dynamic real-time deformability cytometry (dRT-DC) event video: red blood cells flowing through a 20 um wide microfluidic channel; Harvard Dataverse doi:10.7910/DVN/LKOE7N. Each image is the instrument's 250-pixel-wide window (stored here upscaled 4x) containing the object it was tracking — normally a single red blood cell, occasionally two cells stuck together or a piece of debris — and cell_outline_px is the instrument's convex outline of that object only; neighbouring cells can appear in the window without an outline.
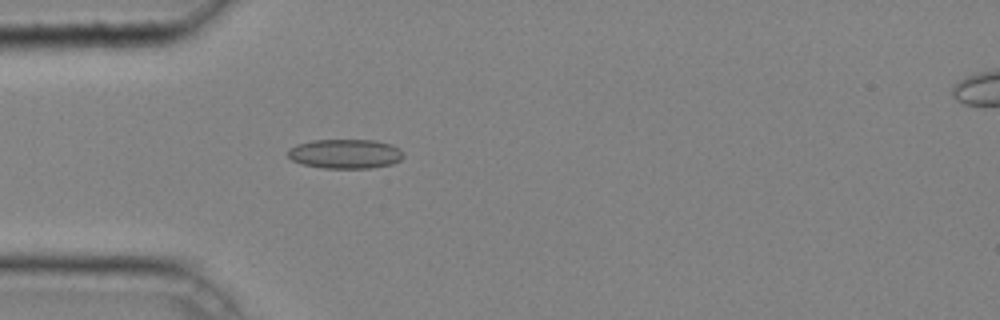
{"species": "common noctule bat (a hibernating species)", "species_latin": "Nyctalus noctula", "temperature_condition": "cold", "stored_images_in_passage": 44, "camera_frame_rate_fps": 3000, "um_per_image_px": 0.085, "animal": {"sex": "male", "body_mass_g": 20.4}, "frame": {"image": 1, "passage_image": 13, "time_ms": 4.0, "image_size_px": [1000, 320], "cell_outline_px": [[404, 156], [400, 160], [392, 164], [372, 168], [324, 168], [300, 164], [292, 160], [288, 156], [288, 148], [296, 144], [312, 140], [376, 140], [392, 144], [400, 148], [404, 152]], "centroid_in_image_um": [29.36, 13.07], "position_along_channel_um": 55.6, "area_um2": 20.11}}
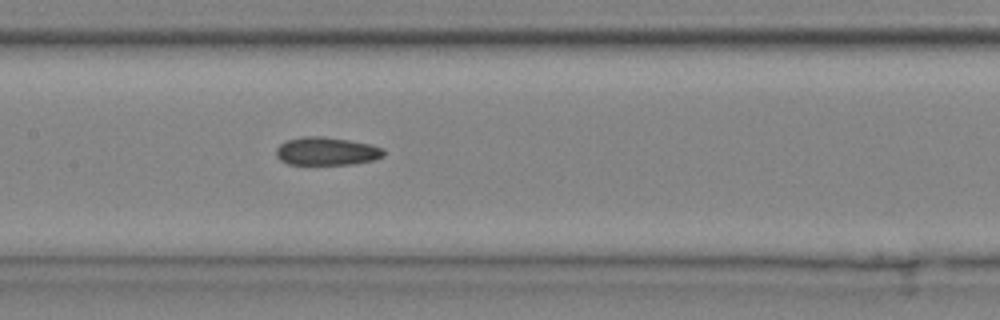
{"frame": {"image": 2, "passage_image": 22, "time_ms": 7.0, "image_size_px": [1000, 320], "cell_outline_px": [[384, 156], [372, 160], [352, 164], [288, 164], [280, 160], [276, 156], [276, 148], [284, 140], [300, 136], [324, 136], [372, 144], [384, 148]], "centroid_in_image_um": [27.73, 12.84], "position_along_channel_um": 179.7, "area_um2": 17.8}}
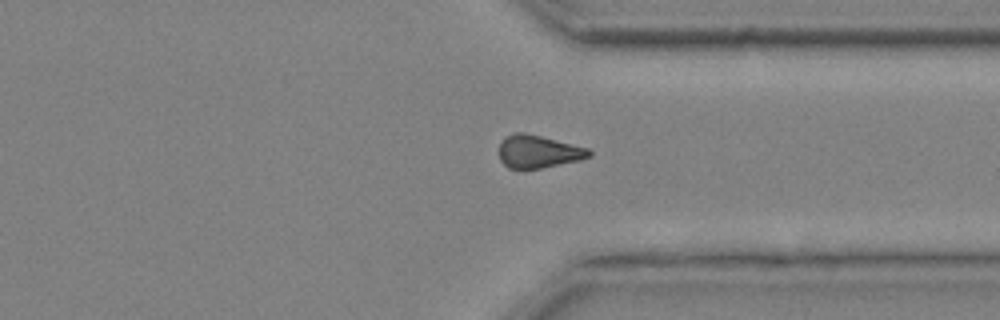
{"frame": {"image": 3, "passage_image": 35, "time_ms": 11.333, "image_size_px": [1000, 320], "cell_outline_px": [[592, 156], [580, 160], [540, 168], [508, 168], [500, 160], [500, 144], [504, 136], [516, 132], [524, 132], [588, 148], [592, 152]], "centroid_in_image_um": [45.75, 12.88], "position_along_channel_um": 365.6, "area_um2": 17.05}, "authors_computed_cell_mechanics": {"area_um2": 18.1203, "velocity_mm_per_s": 4.2886, "shape_relaxation_time_tau1_ms": null, "shape_relaxation_time_tau2_ms": 6.7297, "deformation_change_tau1": null, "deformation_change_tau2": 0.138}}